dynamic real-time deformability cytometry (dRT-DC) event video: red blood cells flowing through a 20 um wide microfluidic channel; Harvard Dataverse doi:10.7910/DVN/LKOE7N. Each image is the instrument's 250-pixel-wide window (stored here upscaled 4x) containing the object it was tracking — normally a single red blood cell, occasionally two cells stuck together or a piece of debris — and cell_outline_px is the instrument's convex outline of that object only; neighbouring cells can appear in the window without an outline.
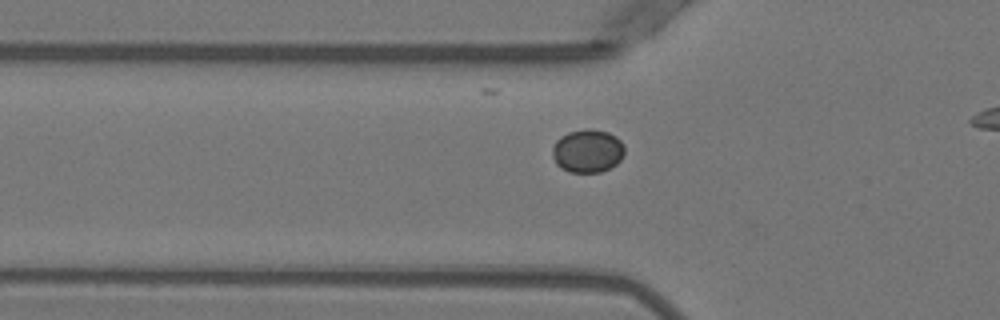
{"species": "Egyptian fruit bat (a non-hibernating species)", "species_latin": "Rousettus aegyptiacus", "temperature_condition": "warm", "stored_images_in_passage": 34, "camera_frame_rate_fps": 3000, "um_per_image_px": 0.085, "animal": {"sex": "female"}, "frame": {"image": 1, "passage_image": 7, "time_ms": 2.0, "image_size_px": [1000, 320], "cell_outline_px": [[624, 152], [620, 160], [616, 164], [600, 172], [568, 172], [560, 168], [556, 164], [552, 156], [552, 148], [556, 140], [560, 136], [568, 132], [584, 128], [592, 128], [608, 132], [616, 136], [624, 144]], "centroid_in_image_um": [49.92, 12.81], "position_along_channel_um": 75.9, "area_um2": 18.44}}
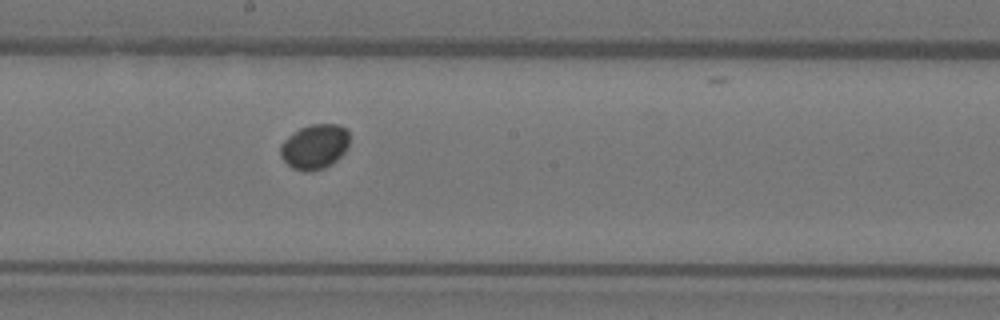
{"frame": {"image": 2, "passage_image": 18, "time_ms": 5.667, "image_size_px": [1000, 320], "cell_outline_px": [[348, 144], [344, 152], [336, 160], [324, 168], [308, 172], [304, 172], [292, 168], [280, 156], [280, 144], [288, 136], [300, 128], [312, 124], [340, 124], [348, 128]], "centroid_in_image_um": [26.74, 12.45], "position_along_channel_um": 221.5, "area_um2": 18.09}}
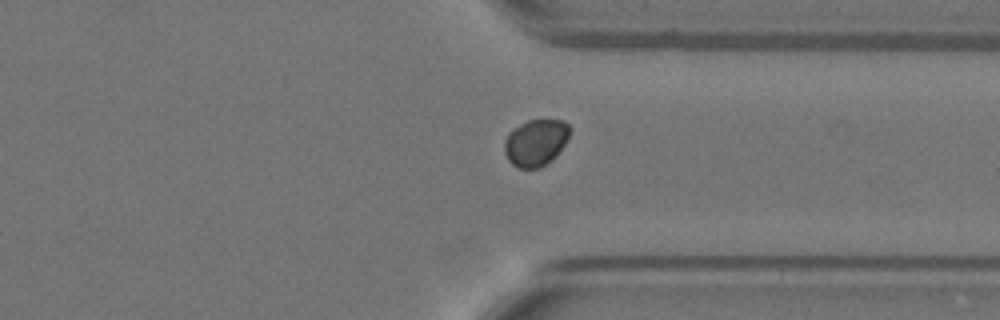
{"frame": {"image": 3, "passage_image": 29, "time_ms": 9.333, "image_size_px": [1000, 320], "cell_outline_px": [[572, 128], [568, 140], [556, 156], [552, 160], [540, 168], [516, 168], [508, 160], [504, 152], [504, 140], [508, 132], [512, 128], [528, 120], [564, 120]], "centroid_in_image_um": [45.54, 12.12], "position_along_channel_um": 365.9, "area_um2": 18.21}}